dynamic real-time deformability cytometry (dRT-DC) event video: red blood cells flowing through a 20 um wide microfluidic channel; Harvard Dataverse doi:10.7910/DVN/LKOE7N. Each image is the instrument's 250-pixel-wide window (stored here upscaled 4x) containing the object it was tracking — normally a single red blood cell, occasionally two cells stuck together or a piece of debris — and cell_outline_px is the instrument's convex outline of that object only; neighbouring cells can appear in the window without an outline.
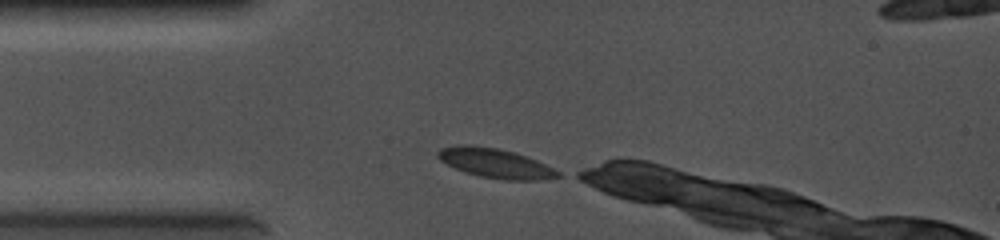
{"species": "common noctule bat (a hibernating species)", "species_latin": "Nyctalus noctula", "temperature_condition": "cold", "stored_images_in_passage": 21, "camera_frame_rate_fps": 5000, "um_per_image_px": 0.085, "animal": {"sex": "female", "body_mass_g": 19.0, "forearm_length_mm": 56.7}, "frame": {"image": 1, "passage_image": 1, "time_ms": 0.0, "image_size_px": [1000, 240], "cell_outline_px": [[564, 176], [540, 180], [504, 180], [480, 176], [456, 168], [440, 160], [436, 156], [436, 152], [440, 148], [456, 144], [472, 144], [496, 148], [516, 152], [536, 160], [560, 172]], "centroid_in_image_um": [42.1, 13.85], "position_along_channel_um": 42.9, "area_um2": 20.69}}
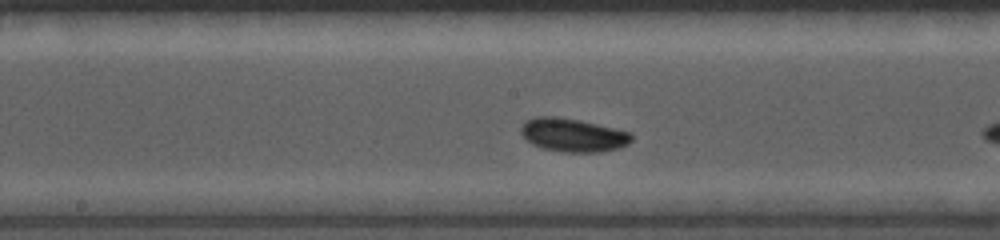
{"frame": {"image": 2, "passage_image": 11, "time_ms": 2.0, "image_size_px": [1000, 240], "cell_outline_px": [[632, 140], [628, 144], [620, 148], [600, 152], [564, 152], [540, 148], [532, 144], [520, 132], [520, 128], [524, 120], [536, 116], [556, 116], [580, 120], [632, 132]], "centroid_in_image_um": [48.7, 11.47], "position_along_channel_um": 199.5, "area_um2": 21.79}}
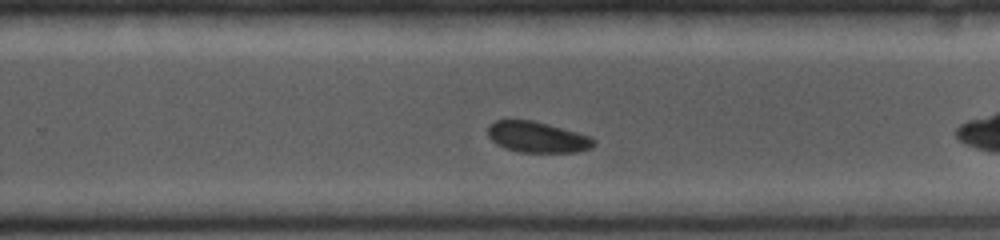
{"frame": {"image": 3, "passage_image": 16, "time_ms": 3.0, "image_size_px": [1000, 240], "cell_outline_px": [[596, 144], [592, 148], [576, 152], [520, 152], [504, 148], [496, 144], [488, 136], [488, 124], [496, 120], [532, 120], [548, 124], [592, 136], [596, 140]], "centroid_in_image_um": [45.69, 11.65], "position_along_channel_um": 284.1, "area_um2": 19.25}}